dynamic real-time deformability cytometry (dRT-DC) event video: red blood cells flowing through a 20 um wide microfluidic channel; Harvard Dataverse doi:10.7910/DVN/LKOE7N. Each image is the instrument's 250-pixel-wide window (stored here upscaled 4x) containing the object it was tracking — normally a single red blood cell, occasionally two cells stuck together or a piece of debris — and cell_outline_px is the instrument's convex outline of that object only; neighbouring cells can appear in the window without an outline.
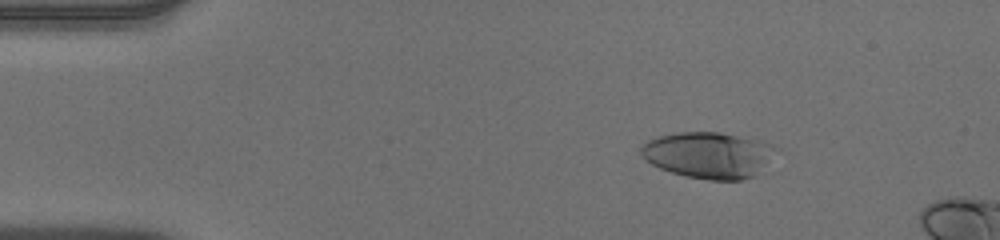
{"species": "human", "species_latin": "Homo sapiens", "temperature_condition": "warm", "stored_images_in_passage": 17, "camera_frame_rate_fps": 3000, "um_per_image_px": 0.085, "donor": {"sex": "male"}, "frame": {"image": 1, "passage_image": 8, "time_ms": 2.333, "image_size_px": [1000, 240], "cell_outline_px": [[780, 148], [756, 176], [740, 180], [708, 180], [684, 176], [660, 168], [652, 164], [640, 156], [640, 148], [648, 140], [660, 136], [676, 132], [720, 132], [760, 140], [772, 144]], "centroid_in_image_um": [60.25, 13.18], "position_along_channel_um": 24.7, "area_um2": 36.65}}